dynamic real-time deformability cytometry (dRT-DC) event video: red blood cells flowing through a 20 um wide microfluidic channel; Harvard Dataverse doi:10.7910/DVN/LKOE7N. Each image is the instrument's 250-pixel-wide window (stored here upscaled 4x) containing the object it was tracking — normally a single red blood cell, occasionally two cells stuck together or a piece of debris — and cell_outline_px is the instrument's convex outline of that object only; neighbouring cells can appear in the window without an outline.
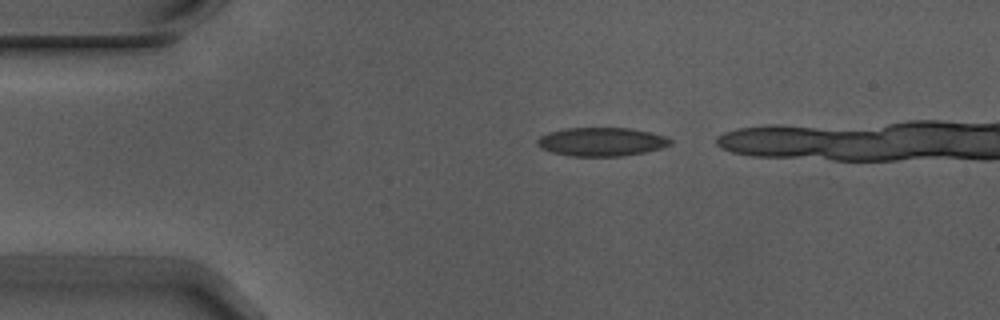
{"species": "Egyptian fruit bat (a non-hibernating species)", "species_latin": "Rousettus aegyptiacus", "temperature_condition": "warm", "stored_images_in_passage": 2, "camera_frame_rate_fps": 3000, "um_per_image_px": 0.085, "animal": {"sex": "male"}, "frame": {"image": 1, "passage_image": 1, "time_ms": 0.0, "image_size_px": [1000, 320], "cell_outline_px": [[672, 144], [660, 148], [644, 152], [624, 156], [568, 156], [552, 152], [540, 148], [536, 144], [536, 140], [540, 136], [548, 132], [568, 128], [628, 128], [652, 132], [664, 136], [672, 140]], "centroid_in_image_um": [51.1, 12.05], "position_along_channel_um": 33.9, "area_um2": 22.25}}